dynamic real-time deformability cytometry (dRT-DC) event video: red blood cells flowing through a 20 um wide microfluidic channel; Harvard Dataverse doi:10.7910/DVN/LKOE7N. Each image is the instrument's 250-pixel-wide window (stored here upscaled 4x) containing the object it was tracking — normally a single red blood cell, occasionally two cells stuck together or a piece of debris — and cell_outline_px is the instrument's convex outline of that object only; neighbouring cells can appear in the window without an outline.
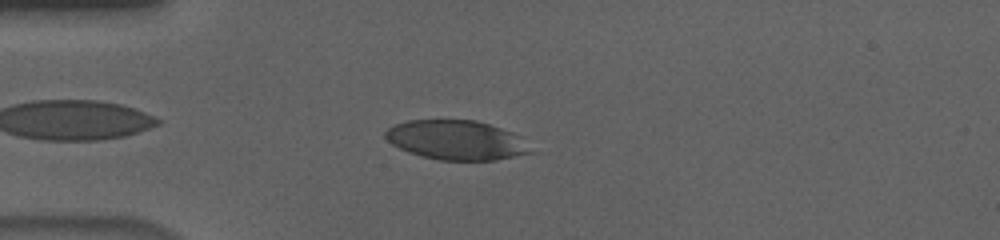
{"species": "human", "species_latin": "Homo sapiens", "temperature_condition": "cold", "stored_images_in_passage": 43, "camera_frame_rate_fps": 3000, "um_per_image_px": 0.085, "donor": {"sex": "male"}, "frame": {"image": 1, "passage_image": 5, "time_ms": 1.333, "image_size_px": [1000, 240], "cell_outline_px": [[540, 152], [496, 160], [440, 160], [420, 156], [408, 152], [392, 144], [384, 136], [384, 132], [388, 128], [396, 124], [408, 120], [476, 120], [512, 132], [520, 136]], "centroid_in_image_um": [38.87, 11.92], "position_along_channel_um": 46.1, "area_um2": 33.81}}
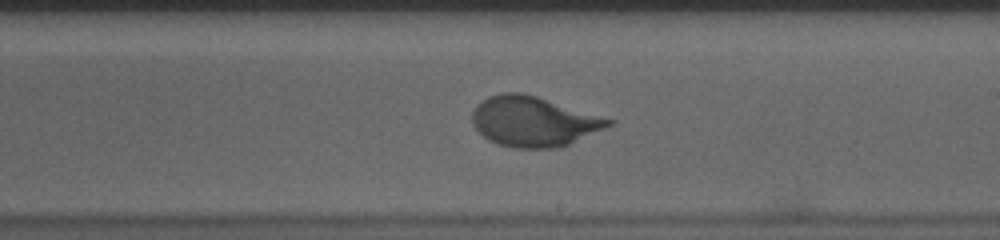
{"frame": {"image": 2, "passage_image": 23, "time_ms": 7.333, "image_size_px": [1000, 240], "cell_outline_px": [[616, 120], [612, 124], [604, 128], [568, 144], [556, 148], [512, 148], [488, 140], [472, 124], [472, 112], [476, 104], [480, 100], [488, 96], [500, 92], [520, 92], [536, 96]], "centroid_in_image_um": [45.32, 10.31], "position_along_channel_um": 243.7, "area_um2": 39.65}}
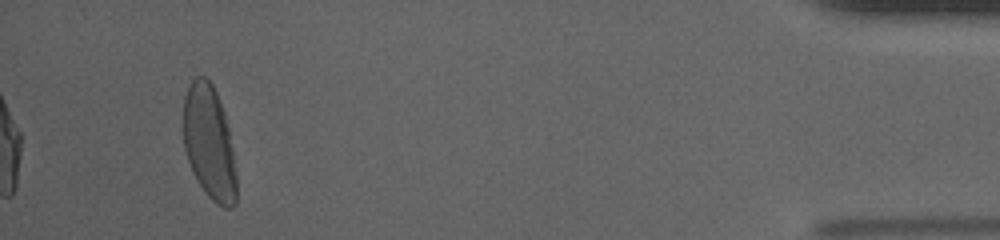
{"frame": {"image": 3, "passage_image": 43, "time_ms": 14.0, "image_size_px": [1000, 240], "cell_outline_px": [[236, 204], [232, 208], [224, 208], [216, 204], [208, 196], [196, 180], [188, 160], [184, 148], [184, 96], [188, 84], [196, 76], [204, 76], [212, 84], [216, 92], [224, 112], [228, 128], [236, 176]], "centroid_in_image_um": [17.77, 12.13], "position_along_channel_um": 417.4, "area_um2": 35.08}, "authors_computed_cell_mechanics": {"area_um2": 38.6104, "velocity_mm_per_s": 3.6283, "shape_relaxation_time_tau1_ms": 4.0434, "shape_relaxation_time_tau2_ms": null, "deformation_change_tau1": 0.1827, "deformation_change_tau2": null}}